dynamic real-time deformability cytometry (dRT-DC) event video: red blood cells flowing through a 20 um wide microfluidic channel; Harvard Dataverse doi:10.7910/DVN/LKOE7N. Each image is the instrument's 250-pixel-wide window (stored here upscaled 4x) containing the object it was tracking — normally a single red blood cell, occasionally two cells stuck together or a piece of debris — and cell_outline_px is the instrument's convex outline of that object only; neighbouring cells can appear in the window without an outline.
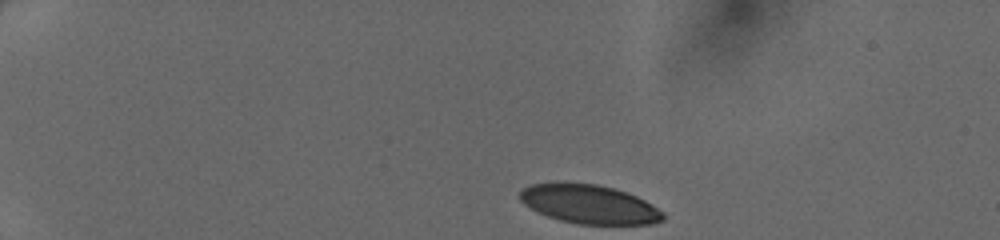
{"species": "human", "species_latin": "Homo sapiens", "temperature_condition": "cold", "stored_images_in_passage": 35, "camera_frame_rate_fps": 3000, "um_per_image_px": 0.085, "donor": {"sex": "female"}, "frame": {"image": 1, "passage_image": 1, "time_ms": 0.0, "image_size_px": [1000, 240], "cell_outline_px": [[664, 220], [652, 224], [576, 224], [560, 220], [548, 216], [524, 204], [520, 200], [520, 192], [524, 188], [532, 184], [556, 180], [564, 180], [596, 184], [612, 188], [636, 196], [644, 200], [664, 212]], "centroid_in_image_um": [50.06, 17.33], "position_along_channel_um": 34.9, "area_um2": 32.77}}
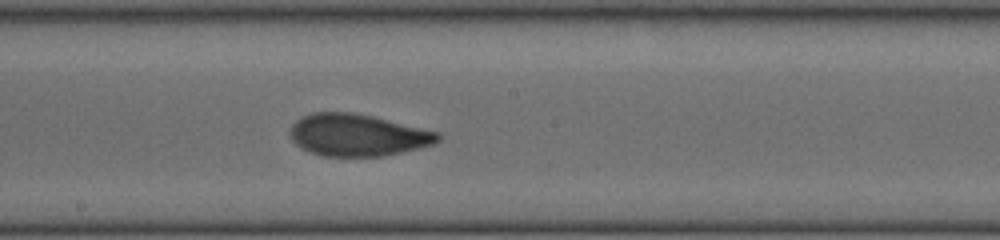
{"frame": {"image": 2, "passage_image": 20, "time_ms": 6.333, "image_size_px": [1000, 240], "cell_outline_px": [[440, 140], [432, 144], [420, 148], [380, 156], [324, 156], [300, 148], [292, 140], [288, 132], [292, 124], [300, 116], [312, 112], [352, 112], [372, 116], [440, 132]], "centroid_in_image_um": [30.36, 11.47], "position_along_channel_um": 217.8, "area_um2": 36.24}}
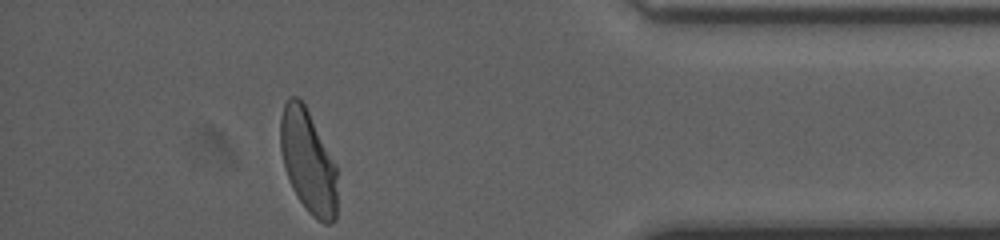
{"frame": {"image": 3, "passage_image": 35, "time_ms": 11.333, "image_size_px": [1000, 240], "cell_outline_px": [[336, 220], [332, 224], [324, 224], [316, 220], [308, 212], [292, 188], [284, 164], [280, 148], [280, 116], [284, 104], [288, 96], [296, 96], [304, 104], [336, 164]], "centroid_in_image_um": [26.18, 13.74], "position_along_channel_um": 409.0, "area_um2": 34.1}}